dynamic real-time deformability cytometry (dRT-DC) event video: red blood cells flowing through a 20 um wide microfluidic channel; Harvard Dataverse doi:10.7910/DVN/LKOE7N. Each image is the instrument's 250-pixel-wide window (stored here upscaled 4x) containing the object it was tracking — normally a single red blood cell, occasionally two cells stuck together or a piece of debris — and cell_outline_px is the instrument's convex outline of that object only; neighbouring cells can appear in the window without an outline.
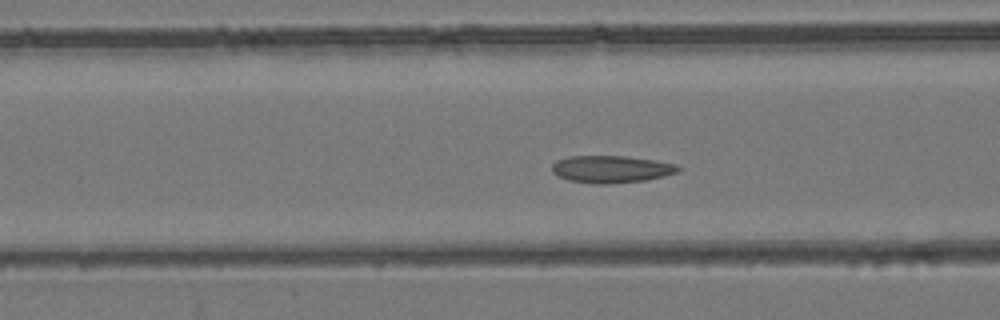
{"species": "common noctule bat (a hibernating species)", "species_latin": "Nyctalus noctula", "temperature_condition": "room temperature", "stored_images_in_passage": 46, "camera_frame_rate_fps": 3000, "um_per_image_px": 0.085, "animal": {"sex": "female", "body_mass_g": 24.6, "forearm_length_mm": 56.2}, "frame": {"image": 1, "passage_image": 14, "time_ms": 4.333, "image_size_px": [1000, 320], "cell_outline_px": [[684, 168], [680, 172], [648, 180], [608, 184], [596, 184], [568, 180], [552, 172], [552, 164], [556, 160], [568, 156], [628, 156], [656, 160], [676, 164]], "centroid_in_image_um": [52.02, 14.37], "position_along_channel_um": 114.6, "area_um2": 20.35}}
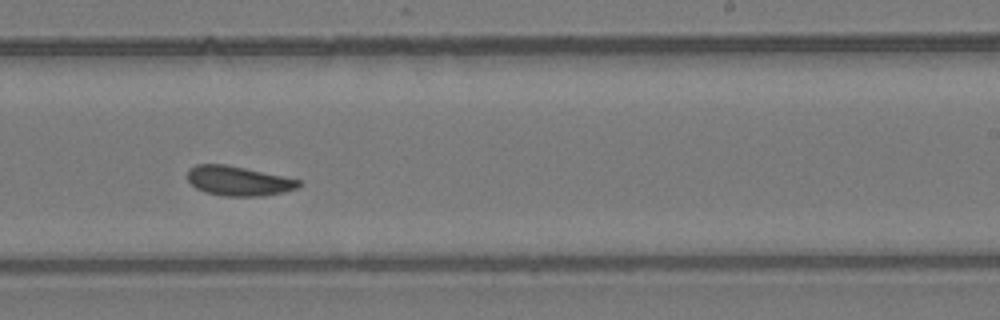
{"frame": {"image": 2, "passage_image": 26, "time_ms": 8.333, "image_size_px": [1000, 320], "cell_outline_px": [[300, 184], [296, 188], [284, 192], [260, 196], [224, 196], [204, 192], [196, 188], [188, 180], [188, 168], [196, 164], [224, 164], [284, 176], [300, 180]], "centroid_in_image_um": [20.23, 15.38], "position_along_channel_um": 268.8, "area_um2": 19.07}}
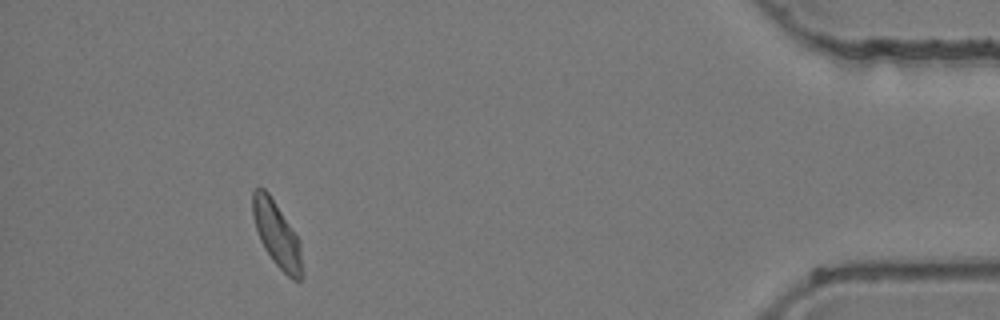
{"frame": {"image": 3, "passage_image": 42, "time_ms": 13.667, "image_size_px": [1000, 320], "cell_outline_px": [[304, 272], [300, 280], [292, 280], [272, 260], [264, 248], [260, 240], [256, 228], [252, 212], [252, 192], [256, 188], [264, 188], [268, 192], [300, 240], [304, 268]], "centroid_in_image_um": [23.56, 19.96], "position_along_channel_um": 411.6, "area_um2": 18.9}, "authors_computed_cell_mechanics": {"area_um2": 19.1896, "velocity_mm_per_s": 3.8524, "shape_relaxation_time_tau1_ms": 10.3092, "shape_relaxation_time_tau2_ms": 2.6932, "deformation_change_tau1": 0.1733, "deformation_change_tau2": 0.0771}}